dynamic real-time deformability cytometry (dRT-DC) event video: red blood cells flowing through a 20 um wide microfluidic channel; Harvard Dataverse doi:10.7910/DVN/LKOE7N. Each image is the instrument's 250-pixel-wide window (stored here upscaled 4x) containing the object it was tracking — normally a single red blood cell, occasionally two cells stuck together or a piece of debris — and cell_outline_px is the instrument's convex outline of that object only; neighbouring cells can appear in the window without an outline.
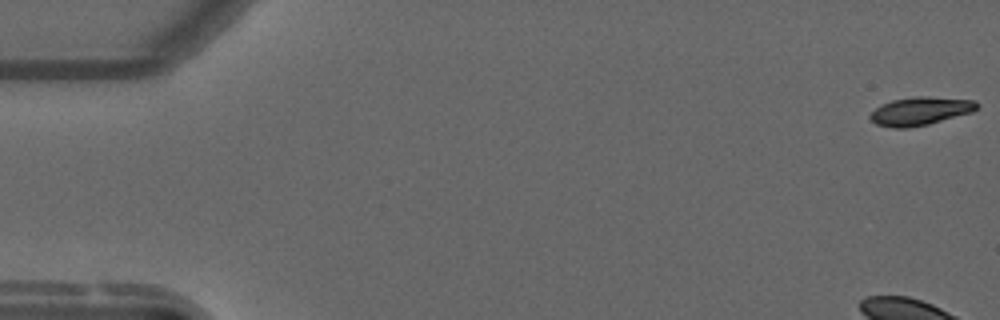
{"species": "common noctule bat (a hibernating species)", "species_latin": "Nyctalus noctula", "temperature_condition": "warm", "stored_images_in_passage": 55, "camera_frame_rate_fps": 3000, "um_per_image_px": 0.085, "animal": {"sex": "male", "forearm_length_mm": 52.5}, "frame": {"image": 1, "passage_image": 1, "time_ms": 0.0, "image_size_px": [1000, 320], "cell_outline_px": [[980, 104], [972, 112], [928, 124], [908, 128], [892, 128], [876, 124], [868, 116], [876, 108], [892, 100], [916, 96], [928, 96], [976, 100]], "centroid_in_image_um": [78.24, 9.44], "position_along_channel_um": 6.8, "area_um2": 17.51}}